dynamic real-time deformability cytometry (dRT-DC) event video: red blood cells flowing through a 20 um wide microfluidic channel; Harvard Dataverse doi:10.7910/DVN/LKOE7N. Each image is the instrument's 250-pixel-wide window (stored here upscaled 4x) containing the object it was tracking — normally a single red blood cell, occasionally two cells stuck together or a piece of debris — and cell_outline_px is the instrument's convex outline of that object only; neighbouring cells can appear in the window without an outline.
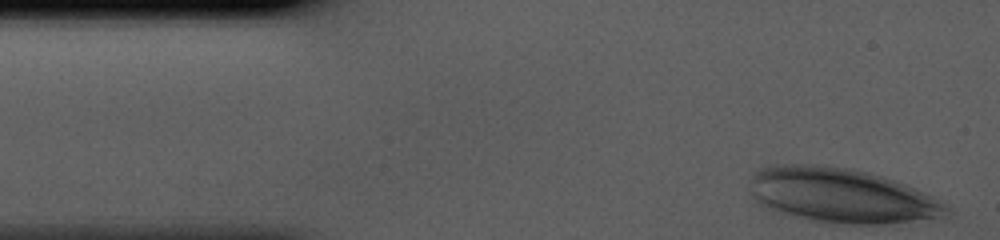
{"species": "human", "species_latin": "Homo sapiens", "temperature_condition": "cold", "stored_images_in_passage": 35, "camera_frame_rate_fps": 3000, "um_per_image_px": 0.085, "donor": {"sex": "male"}, "frame": {"image": 1, "passage_image": 1, "time_ms": 0.0, "image_size_px": [1000, 240], "cell_outline_px": [[948, 212], [936, 216], [888, 224], [844, 224], [784, 216], [760, 208], [752, 200], [752, 176], [760, 168], [776, 164], [816, 164], [852, 168], [884, 176], [904, 184], [932, 196], [948, 208]], "centroid_in_image_um": [71.36, 16.61], "position_along_channel_um": 13.6, "area_um2": 62.71}}
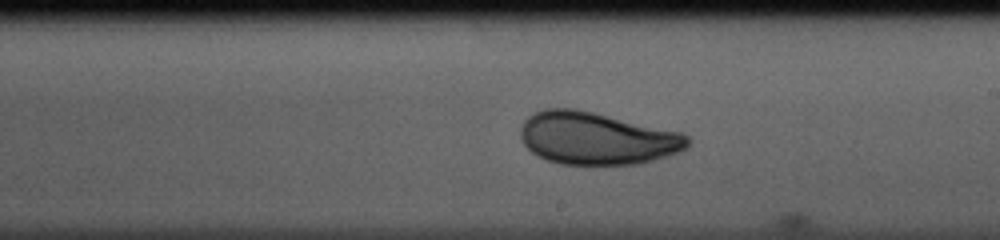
{"frame": {"image": 2, "passage_image": 22, "time_ms": 7.0, "image_size_px": [1000, 240], "cell_outline_px": [[692, 140], [688, 148], [680, 152], [668, 156], [640, 164], [560, 164], [536, 156], [520, 140], [520, 128], [524, 120], [528, 116], [544, 108], [576, 108], [684, 132]], "centroid_in_image_um": [50.76, 11.75], "position_along_channel_um": 238.2, "area_um2": 51.79}}
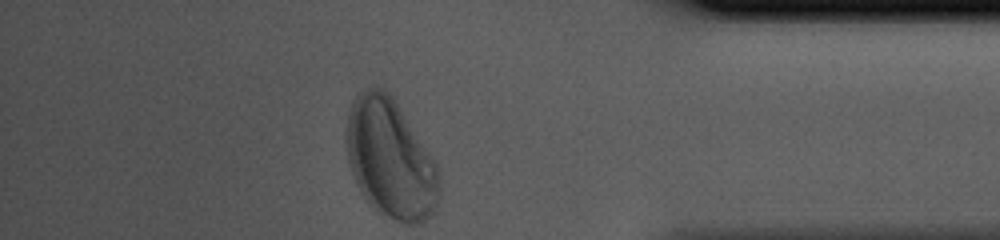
{"frame": {"image": 3, "passage_image": 35, "time_ms": 11.333, "image_size_px": [1000, 240], "cell_outline_px": [[440, 200], [432, 212], [420, 224], [408, 224], [396, 220], [388, 216], [368, 204], [360, 192], [352, 172], [348, 160], [348, 112], [352, 100], [360, 92], [372, 88], [384, 88], [392, 96], [436, 160], [440, 168]], "centroid_in_image_um": [33.24, 13.52], "position_along_channel_um": 402.0, "area_um2": 64.39}}